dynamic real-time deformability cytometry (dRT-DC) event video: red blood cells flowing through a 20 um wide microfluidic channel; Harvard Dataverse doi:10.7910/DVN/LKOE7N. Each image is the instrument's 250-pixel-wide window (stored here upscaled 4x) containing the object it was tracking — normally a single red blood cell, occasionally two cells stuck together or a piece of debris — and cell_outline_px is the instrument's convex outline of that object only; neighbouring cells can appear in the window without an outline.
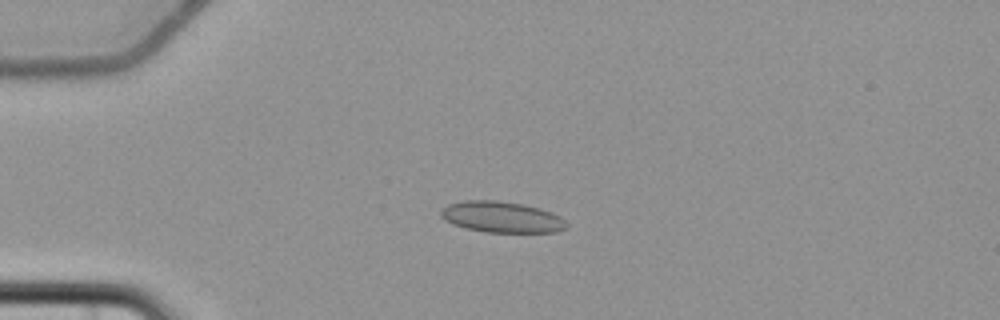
{"species": "common noctule bat (a hibernating species)", "species_latin": "Nyctalus noctula", "temperature_condition": "cold", "stored_images_in_passage": 4, "camera_frame_rate_fps": 3000, "um_per_image_px": 0.085, "animal": {"sex": "female", "body_mass_g": 22.7, "forearm_length_mm": 54.2}, "frame": {"image": 1, "passage_image": 3, "time_ms": 2.333, "image_size_px": [1000, 320], "cell_outline_px": [[568, 228], [556, 232], [484, 232], [452, 224], [444, 220], [440, 216], [440, 208], [448, 204], [464, 200], [496, 200], [524, 204], [540, 208], [552, 212], [560, 216], [568, 224]], "centroid_in_image_um": [42.64, 18.44], "position_along_channel_um": 42.4, "area_um2": 23.0}}